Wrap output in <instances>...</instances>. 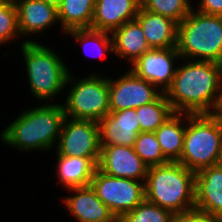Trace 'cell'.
<instances>
[{
	"instance_id": "cell-6",
	"label": "cell",
	"mask_w": 222,
	"mask_h": 222,
	"mask_svg": "<svg viewBox=\"0 0 222 222\" xmlns=\"http://www.w3.org/2000/svg\"><path fill=\"white\" fill-rule=\"evenodd\" d=\"M29 40L25 39L20 46H22L21 52L25 60L30 92L38 102L50 100L63 92L70 69L68 70L65 62L54 50Z\"/></svg>"
},
{
	"instance_id": "cell-26",
	"label": "cell",
	"mask_w": 222,
	"mask_h": 222,
	"mask_svg": "<svg viewBox=\"0 0 222 222\" xmlns=\"http://www.w3.org/2000/svg\"><path fill=\"white\" fill-rule=\"evenodd\" d=\"M190 4V0H141L143 9L171 18L178 24L193 9Z\"/></svg>"
},
{
	"instance_id": "cell-17",
	"label": "cell",
	"mask_w": 222,
	"mask_h": 222,
	"mask_svg": "<svg viewBox=\"0 0 222 222\" xmlns=\"http://www.w3.org/2000/svg\"><path fill=\"white\" fill-rule=\"evenodd\" d=\"M195 208L222 218V167L216 165L195 173Z\"/></svg>"
},
{
	"instance_id": "cell-14",
	"label": "cell",
	"mask_w": 222,
	"mask_h": 222,
	"mask_svg": "<svg viewBox=\"0 0 222 222\" xmlns=\"http://www.w3.org/2000/svg\"><path fill=\"white\" fill-rule=\"evenodd\" d=\"M68 190L74 192V195L66 196L62 202L77 222H118L91 185Z\"/></svg>"
},
{
	"instance_id": "cell-21",
	"label": "cell",
	"mask_w": 222,
	"mask_h": 222,
	"mask_svg": "<svg viewBox=\"0 0 222 222\" xmlns=\"http://www.w3.org/2000/svg\"><path fill=\"white\" fill-rule=\"evenodd\" d=\"M185 119V120H184ZM187 113H174L156 131L164 157L169 162H178L183 150Z\"/></svg>"
},
{
	"instance_id": "cell-5",
	"label": "cell",
	"mask_w": 222,
	"mask_h": 222,
	"mask_svg": "<svg viewBox=\"0 0 222 222\" xmlns=\"http://www.w3.org/2000/svg\"><path fill=\"white\" fill-rule=\"evenodd\" d=\"M183 150L178 161L194 173L216 165L222 145V117L187 114Z\"/></svg>"
},
{
	"instance_id": "cell-10",
	"label": "cell",
	"mask_w": 222,
	"mask_h": 222,
	"mask_svg": "<svg viewBox=\"0 0 222 222\" xmlns=\"http://www.w3.org/2000/svg\"><path fill=\"white\" fill-rule=\"evenodd\" d=\"M139 78L131 69L117 79L109 78V109L119 111L151 103L163 92Z\"/></svg>"
},
{
	"instance_id": "cell-11",
	"label": "cell",
	"mask_w": 222,
	"mask_h": 222,
	"mask_svg": "<svg viewBox=\"0 0 222 222\" xmlns=\"http://www.w3.org/2000/svg\"><path fill=\"white\" fill-rule=\"evenodd\" d=\"M179 58L181 57L177 47L150 48L134 61L129 69L165 93L172 84L177 69L174 65Z\"/></svg>"
},
{
	"instance_id": "cell-9",
	"label": "cell",
	"mask_w": 222,
	"mask_h": 222,
	"mask_svg": "<svg viewBox=\"0 0 222 222\" xmlns=\"http://www.w3.org/2000/svg\"><path fill=\"white\" fill-rule=\"evenodd\" d=\"M56 153L71 157H100L97 121L65 117Z\"/></svg>"
},
{
	"instance_id": "cell-22",
	"label": "cell",
	"mask_w": 222,
	"mask_h": 222,
	"mask_svg": "<svg viewBox=\"0 0 222 222\" xmlns=\"http://www.w3.org/2000/svg\"><path fill=\"white\" fill-rule=\"evenodd\" d=\"M96 0H62L57 7L61 31L91 28Z\"/></svg>"
},
{
	"instance_id": "cell-28",
	"label": "cell",
	"mask_w": 222,
	"mask_h": 222,
	"mask_svg": "<svg viewBox=\"0 0 222 222\" xmlns=\"http://www.w3.org/2000/svg\"><path fill=\"white\" fill-rule=\"evenodd\" d=\"M20 36L18 12L14 0H0V45Z\"/></svg>"
},
{
	"instance_id": "cell-24",
	"label": "cell",
	"mask_w": 222,
	"mask_h": 222,
	"mask_svg": "<svg viewBox=\"0 0 222 222\" xmlns=\"http://www.w3.org/2000/svg\"><path fill=\"white\" fill-rule=\"evenodd\" d=\"M66 33L70 36L72 35L71 37H73L78 43H82L80 45L84 47V51H86L90 46H92L91 49L93 48V50L97 48L96 52L98 54L95 52V57H101L107 51L111 53L114 51L113 38L110 32L95 30L92 28H83L69 30Z\"/></svg>"
},
{
	"instance_id": "cell-18",
	"label": "cell",
	"mask_w": 222,
	"mask_h": 222,
	"mask_svg": "<svg viewBox=\"0 0 222 222\" xmlns=\"http://www.w3.org/2000/svg\"><path fill=\"white\" fill-rule=\"evenodd\" d=\"M141 25L150 48L177 47L178 23L171 18L147 11L140 7L135 18Z\"/></svg>"
},
{
	"instance_id": "cell-32",
	"label": "cell",
	"mask_w": 222,
	"mask_h": 222,
	"mask_svg": "<svg viewBox=\"0 0 222 222\" xmlns=\"http://www.w3.org/2000/svg\"><path fill=\"white\" fill-rule=\"evenodd\" d=\"M216 114L222 117V69H221V92H220V101L216 109Z\"/></svg>"
},
{
	"instance_id": "cell-29",
	"label": "cell",
	"mask_w": 222,
	"mask_h": 222,
	"mask_svg": "<svg viewBox=\"0 0 222 222\" xmlns=\"http://www.w3.org/2000/svg\"><path fill=\"white\" fill-rule=\"evenodd\" d=\"M196 11L208 15L222 16V0H199Z\"/></svg>"
},
{
	"instance_id": "cell-3",
	"label": "cell",
	"mask_w": 222,
	"mask_h": 222,
	"mask_svg": "<svg viewBox=\"0 0 222 222\" xmlns=\"http://www.w3.org/2000/svg\"><path fill=\"white\" fill-rule=\"evenodd\" d=\"M145 199L173 213L195 208V173L179 162L148 167Z\"/></svg>"
},
{
	"instance_id": "cell-30",
	"label": "cell",
	"mask_w": 222,
	"mask_h": 222,
	"mask_svg": "<svg viewBox=\"0 0 222 222\" xmlns=\"http://www.w3.org/2000/svg\"><path fill=\"white\" fill-rule=\"evenodd\" d=\"M190 222H222V218L211 213L193 208L190 209Z\"/></svg>"
},
{
	"instance_id": "cell-31",
	"label": "cell",
	"mask_w": 222,
	"mask_h": 222,
	"mask_svg": "<svg viewBox=\"0 0 222 222\" xmlns=\"http://www.w3.org/2000/svg\"><path fill=\"white\" fill-rule=\"evenodd\" d=\"M169 222H190V210L184 213H173Z\"/></svg>"
},
{
	"instance_id": "cell-25",
	"label": "cell",
	"mask_w": 222,
	"mask_h": 222,
	"mask_svg": "<svg viewBox=\"0 0 222 222\" xmlns=\"http://www.w3.org/2000/svg\"><path fill=\"white\" fill-rule=\"evenodd\" d=\"M134 150L148 167L169 162L162 153L155 132L139 133L135 140Z\"/></svg>"
},
{
	"instance_id": "cell-12",
	"label": "cell",
	"mask_w": 222,
	"mask_h": 222,
	"mask_svg": "<svg viewBox=\"0 0 222 222\" xmlns=\"http://www.w3.org/2000/svg\"><path fill=\"white\" fill-rule=\"evenodd\" d=\"M97 168L114 177L146 180L148 166L135 153L134 147L112 145L101 147Z\"/></svg>"
},
{
	"instance_id": "cell-1",
	"label": "cell",
	"mask_w": 222,
	"mask_h": 222,
	"mask_svg": "<svg viewBox=\"0 0 222 222\" xmlns=\"http://www.w3.org/2000/svg\"><path fill=\"white\" fill-rule=\"evenodd\" d=\"M183 62L176 67L172 84L164 93L173 111L187 114L216 113L220 101L222 64L196 60Z\"/></svg>"
},
{
	"instance_id": "cell-15",
	"label": "cell",
	"mask_w": 222,
	"mask_h": 222,
	"mask_svg": "<svg viewBox=\"0 0 222 222\" xmlns=\"http://www.w3.org/2000/svg\"><path fill=\"white\" fill-rule=\"evenodd\" d=\"M140 7L141 0H96L91 28L112 33L135 20Z\"/></svg>"
},
{
	"instance_id": "cell-16",
	"label": "cell",
	"mask_w": 222,
	"mask_h": 222,
	"mask_svg": "<svg viewBox=\"0 0 222 222\" xmlns=\"http://www.w3.org/2000/svg\"><path fill=\"white\" fill-rule=\"evenodd\" d=\"M18 12V28L23 35L38 34L51 28L58 20L57 7L43 0H14Z\"/></svg>"
},
{
	"instance_id": "cell-2",
	"label": "cell",
	"mask_w": 222,
	"mask_h": 222,
	"mask_svg": "<svg viewBox=\"0 0 222 222\" xmlns=\"http://www.w3.org/2000/svg\"><path fill=\"white\" fill-rule=\"evenodd\" d=\"M62 104L39 105L21 112L1 133L3 143L22 151L53 149L65 119ZM57 142V143H56Z\"/></svg>"
},
{
	"instance_id": "cell-4",
	"label": "cell",
	"mask_w": 222,
	"mask_h": 222,
	"mask_svg": "<svg viewBox=\"0 0 222 222\" xmlns=\"http://www.w3.org/2000/svg\"><path fill=\"white\" fill-rule=\"evenodd\" d=\"M177 50L185 60L222 64V16L193 8L178 24Z\"/></svg>"
},
{
	"instance_id": "cell-13",
	"label": "cell",
	"mask_w": 222,
	"mask_h": 222,
	"mask_svg": "<svg viewBox=\"0 0 222 222\" xmlns=\"http://www.w3.org/2000/svg\"><path fill=\"white\" fill-rule=\"evenodd\" d=\"M100 146L122 145L134 147L141 133L136 110L133 108L110 111L97 121Z\"/></svg>"
},
{
	"instance_id": "cell-27",
	"label": "cell",
	"mask_w": 222,
	"mask_h": 222,
	"mask_svg": "<svg viewBox=\"0 0 222 222\" xmlns=\"http://www.w3.org/2000/svg\"><path fill=\"white\" fill-rule=\"evenodd\" d=\"M173 212L144 199L135 209L125 213L118 222H169Z\"/></svg>"
},
{
	"instance_id": "cell-20",
	"label": "cell",
	"mask_w": 222,
	"mask_h": 222,
	"mask_svg": "<svg viewBox=\"0 0 222 222\" xmlns=\"http://www.w3.org/2000/svg\"><path fill=\"white\" fill-rule=\"evenodd\" d=\"M111 34L113 38V53L119 56V58H125L130 64L150 49L143 29L136 19L124 23Z\"/></svg>"
},
{
	"instance_id": "cell-19",
	"label": "cell",
	"mask_w": 222,
	"mask_h": 222,
	"mask_svg": "<svg viewBox=\"0 0 222 222\" xmlns=\"http://www.w3.org/2000/svg\"><path fill=\"white\" fill-rule=\"evenodd\" d=\"M57 154V177L65 189L88 186L99 157H71Z\"/></svg>"
},
{
	"instance_id": "cell-8",
	"label": "cell",
	"mask_w": 222,
	"mask_h": 222,
	"mask_svg": "<svg viewBox=\"0 0 222 222\" xmlns=\"http://www.w3.org/2000/svg\"><path fill=\"white\" fill-rule=\"evenodd\" d=\"M90 185L118 220L145 199L144 181L110 176L98 168Z\"/></svg>"
},
{
	"instance_id": "cell-23",
	"label": "cell",
	"mask_w": 222,
	"mask_h": 222,
	"mask_svg": "<svg viewBox=\"0 0 222 222\" xmlns=\"http://www.w3.org/2000/svg\"><path fill=\"white\" fill-rule=\"evenodd\" d=\"M135 110L141 132H155L175 113L164 93L151 103L139 106Z\"/></svg>"
},
{
	"instance_id": "cell-34",
	"label": "cell",
	"mask_w": 222,
	"mask_h": 222,
	"mask_svg": "<svg viewBox=\"0 0 222 222\" xmlns=\"http://www.w3.org/2000/svg\"><path fill=\"white\" fill-rule=\"evenodd\" d=\"M217 165L222 167V145L220 147V153H219Z\"/></svg>"
},
{
	"instance_id": "cell-7",
	"label": "cell",
	"mask_w": 222,
	"mask_h": 222,
	"mask_svg": "<svg viewBox=\"0 0 222 222\" xmlns=\"http://www.w3.org/2000/svg\"><path fill=\"white\" fill-rule=\"evenodd\" d=\"M69 72L66 85L71 84L62 104L65 116L71 119L98 121L109 112V77L93 73L86 78L74 79Z\"/></svg>"
},
{
	"instance_id": "cell-33",
	"label": "cell",
	"mask_w": 222,
	"mask_h": 222,
	"mask_svg": "<svg viewBox=\"0 0 222 222\" xmlns=\"http://www.w3.org/2000/svg\"><path fill=\"white\" fill-rule=\"evenodd\" d=\"M43 1H45L46 3L52 4L56 7H58L62 2V0H43Z\"/></svg>"
}]
</instances>
